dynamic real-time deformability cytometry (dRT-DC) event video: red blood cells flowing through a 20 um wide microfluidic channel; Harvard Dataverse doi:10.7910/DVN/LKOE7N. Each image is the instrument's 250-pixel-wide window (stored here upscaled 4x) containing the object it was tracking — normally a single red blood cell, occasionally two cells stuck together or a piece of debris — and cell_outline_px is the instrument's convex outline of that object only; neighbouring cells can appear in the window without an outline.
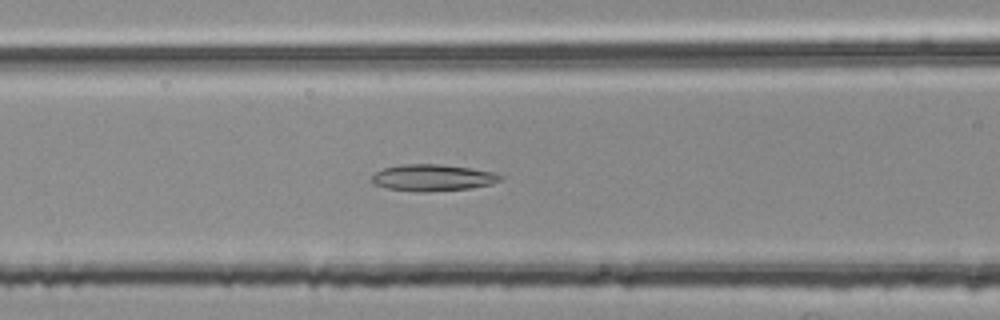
{"species": "common noctule bat (a hibernating species)", "species_latin": "Nyctalus noctula", "temperature_condition": "room temperature", "stored_images_in_passage": 53, "camera_frame_rate_fps": 3000, "um_per_image_px": 0.085, "animal": {"sex": "female", "body_mass_g": 25.1}, "frame": {"image": 1, "passage_image": 21, "time_ms": 6.667, "image_size_px": [1000, 320], "cell_outline_px": [[504, 176], [500, 180], [492, 184], [472, 188], [424, 192], [416, 192], [388, 188], [372, 184], [372, 176], [376, 172], [384, 168], [400, 164], [440, 164], [472, 168], [496, 172]], "centroid_in_image_um": [36.81, 15.1], "position_along_channel_um": 129.8, "area_um2": 20.11}}
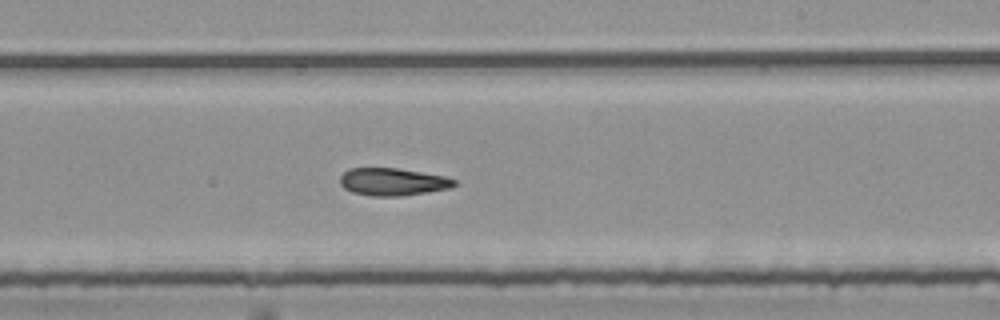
{"frame": {"image": 2, "passage_image": 31, "time_ms": 10.0, "image_size_px": [1000, 320], "cell_outline_px": [[456, 184], [448, 188], [400, 196], [372, 196], [352, 192], [344, 188], [340, 184], [340, 176], [348, 168], [396, 168], [444, 176], [456, 180]], "centroid_in_image_um": [33.32, 15.45], "position_along_channel_um": 255.7, "area_um2": 18.09}}
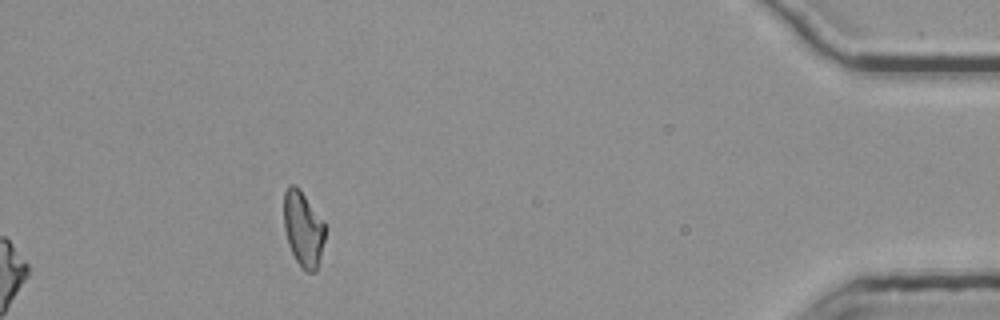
{"frame": {"image": 3, "passage_image": 48, "time_ms": 15.667, "image_size_px": [1000, 320], "cell_outline_px": [[324, 240], [316, 272], [308, 272], [296, 260], [288, 244], [284, 228], [284, 192], [288, 184], [296, 184], [300, 188], [324, 220]], "centroid_in_image_um": [25.76, 19.38], "position_along_channel_um": 409.4, "area_um2": 18.15}, "authors_computed_cell_mechanics": {"area_um2": 18.9584, "velocity_mm_per_s": 3.7929, "shape_relaxation_time_tau1_ms": null, "shape_relaxation_time_tau2_ms": 6.4869, "deformation_change_tau1": null, "deformation_change_tau2": 0.1581}}